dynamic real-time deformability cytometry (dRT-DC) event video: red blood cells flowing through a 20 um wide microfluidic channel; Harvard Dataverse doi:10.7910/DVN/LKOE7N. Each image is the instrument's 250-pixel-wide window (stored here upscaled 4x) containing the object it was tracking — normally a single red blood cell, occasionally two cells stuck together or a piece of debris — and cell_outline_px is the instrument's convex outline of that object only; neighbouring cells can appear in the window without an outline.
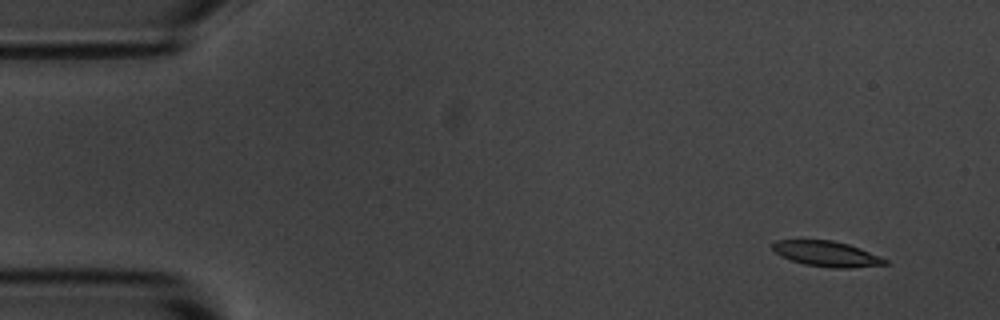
{"species": "common noctule bat (a hibernating species)", "species_latin": "Nyctalus noctula", "temperature_condition": "room temperature", "stored_images_in_passage": 8, "camera_frame_rate_fps": 3000, "um_per_image_px": 0.085, "animal": {"sex": "male", "body_mass_g": 20.1, "forearm_length_mm": 53.5}, "frame": {"image": 1, "passage_image": 1, "time_ms": 0.0, "image_size_px": [1000, 320], "cell_outline_px": [[892, 264], [852, 268], [832, 268], [804, 264], [780, 256], [772, 248], [772, 244], [776, 240], [832, 240], [848, 244], [860, 248], [880, 256], [888, 260]], "centroid_in_image_um": [70.32, 21.58], "position_along_channel_um": 14.7, "area_um2": 16.76}}
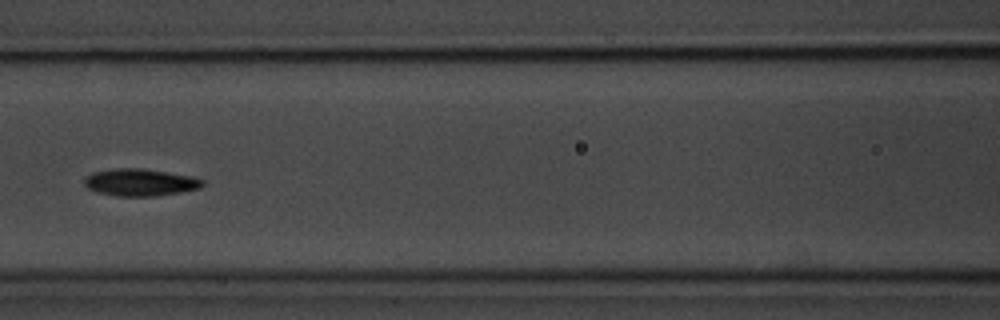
{"frame": {"image": 2, "passage_image": 7, "time_ms": 6.667, "image_size_px": [1000, 320], "cell_outline_px": [[204, 184], [200, 188], [180, 192], [152, 196], [116, 196], [96, 192], [88, 188], [84, 184], [84, 180], [92, 172], [116, 168], [140, 168], [192, 176], [204, 180]], "centroid_in_image_um": [11.91, 15.5], "position_along_channel_um": 154.7, "area_um2": 18.61}}
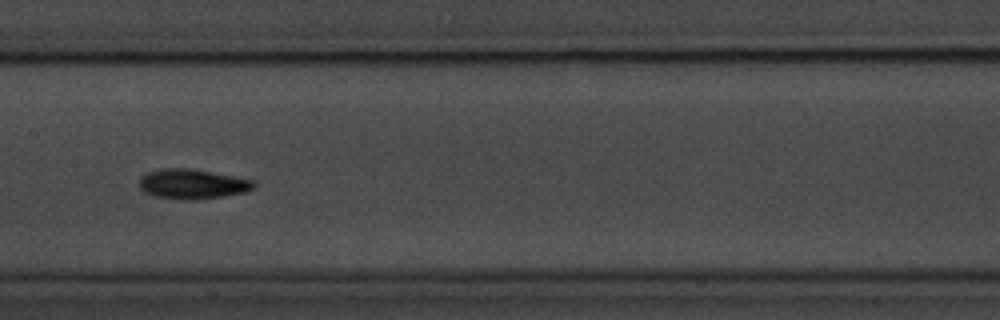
{"frame": {"image": 3, "passage_image": 8, "time_ms": 7.667, "image_size_px": [1000, 320], "cell_outline_px": [[256, 184], [252, 188], [244, 192], [224, 196], [192, 200], [156, 196], [144, 192], [140, 188], [140, 180], [148, 172], [160, 168], [192, 168], [252, 180]], "centroid_in_image_um": [16.34, 15.63], "position_along_channel_um": 191.1, "area_um2": 19.54}}